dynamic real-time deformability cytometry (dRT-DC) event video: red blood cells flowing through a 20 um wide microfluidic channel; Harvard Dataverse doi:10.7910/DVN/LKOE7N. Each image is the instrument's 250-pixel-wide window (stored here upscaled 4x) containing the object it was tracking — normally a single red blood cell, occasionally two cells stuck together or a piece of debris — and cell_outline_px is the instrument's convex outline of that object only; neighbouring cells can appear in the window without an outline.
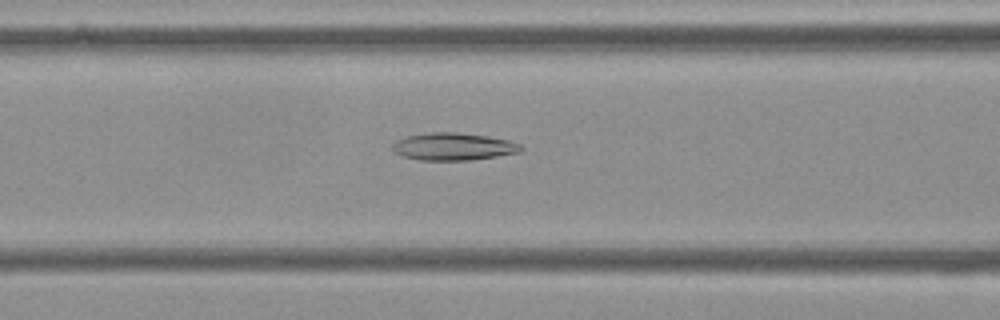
{"species": "Egyptian fruit bat (a non-hibernating species)", "species_latin": "Rousettus aegyptiacus", "temperature_condition": "cold", "stored_images_in_passage": 55, "camera_frame_rate_fps": 3000, "um_per_image_px": 0.085, "frame": {"image": 1, "passage_image": 22, "time_ms": 7.0, "image_size_px": [1000, 320], "cell_outline_px": [[524, 148], [520, 152], [496, 156], [468, 160], [420, 160], [404, 156], [396, 152], [392, 148], [392, 144], [396, 140], [408, 136], [428, 132], [456, 132], [488, 136], [508, 140], [520, 144]], "centroid_in_image_um": [38.55, 12.45], "position_along_channel_um": 128.1, "area_um2": 20.4}}
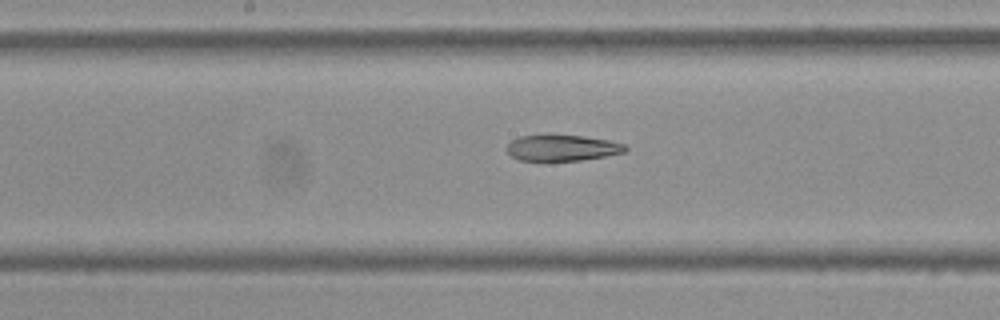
{"frame": {"image": 2, "passage_image": 28, "time_ms": 9.0, "image_size_px": [1000, 320], "cell_outline_px": [[628, 148], [624, 152], [604, 156], [580, 160], [544, 164], [520, 160], [512, 156], [504, 148], [512, 140], [520, 136], [584, 136], [608, 140], [624, 144]], "centroid_in_image_um": [47.72, 12.63], "position_along_channel_um": 200.5, "area_um2": 18.38}}
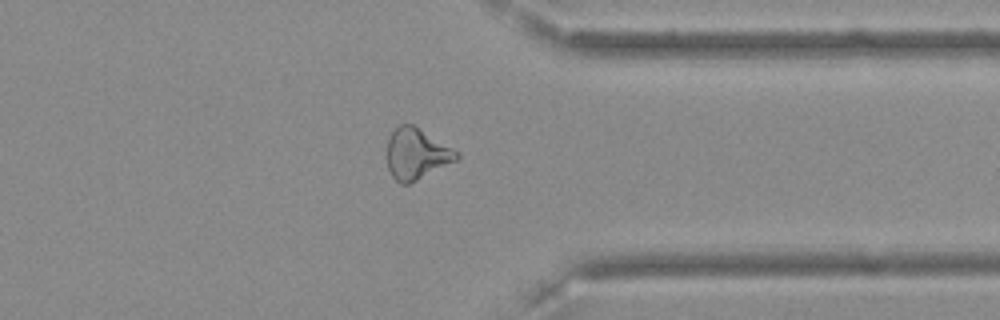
{"frame": {"image": 3, "passage_image": 43, "time_ms": 14.0, "image_size_px": [1000, 320], "cell_outline_px": [[460, 156], [456, 160], [408, 184], [400, 184], [392, 176], [388, 168], [388, 136], [400, 124], [412, 124], [460, 152]], "centroid_in_image_um": [35.4, 13.07], "position_along_channel_um": 376.0, "area_um2": 20.35}}